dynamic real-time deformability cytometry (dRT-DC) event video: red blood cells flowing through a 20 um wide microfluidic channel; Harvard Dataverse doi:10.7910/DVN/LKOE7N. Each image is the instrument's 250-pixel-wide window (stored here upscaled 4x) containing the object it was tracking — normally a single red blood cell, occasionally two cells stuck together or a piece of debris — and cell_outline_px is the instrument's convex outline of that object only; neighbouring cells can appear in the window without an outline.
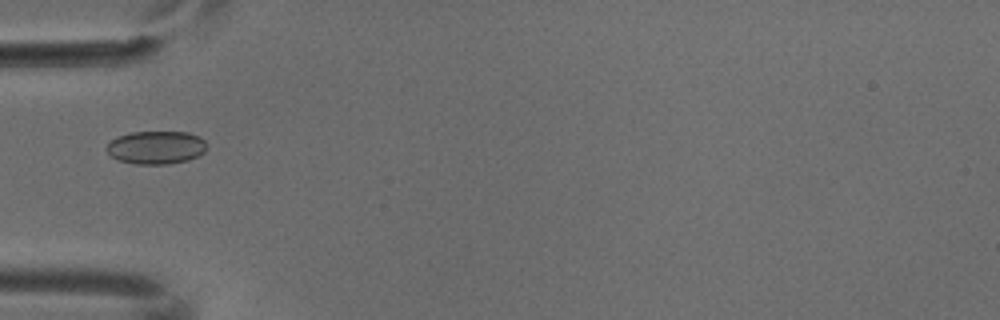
{"species": "common noctule bat (a hibernating species)", "species_latin": "Nyctalus noctula", "temperature_condition": "cold", "stored_images_in_passage": 2, "camera_frame_rate_fps": 3000, "um_per_image_px": 0.085, "animal": {"sex": "male", "body_mass_g": 18.8}, "frame": {"image": 1, "passage_image": 2, "time_ms": 0.333, "image_size_px": [1000, 320], "cell_outline_px": [[208, 144], [204, 152], [188, 160], [168, 164], [136, 164], [116, 160], [104, 148], [116, 136], [132, 132], [188, 132], [200, 136]], "centroid_in_image_um": [13.27, 12.53], "position_along_channel_um": 71.7, "area_um2": 19.48}}